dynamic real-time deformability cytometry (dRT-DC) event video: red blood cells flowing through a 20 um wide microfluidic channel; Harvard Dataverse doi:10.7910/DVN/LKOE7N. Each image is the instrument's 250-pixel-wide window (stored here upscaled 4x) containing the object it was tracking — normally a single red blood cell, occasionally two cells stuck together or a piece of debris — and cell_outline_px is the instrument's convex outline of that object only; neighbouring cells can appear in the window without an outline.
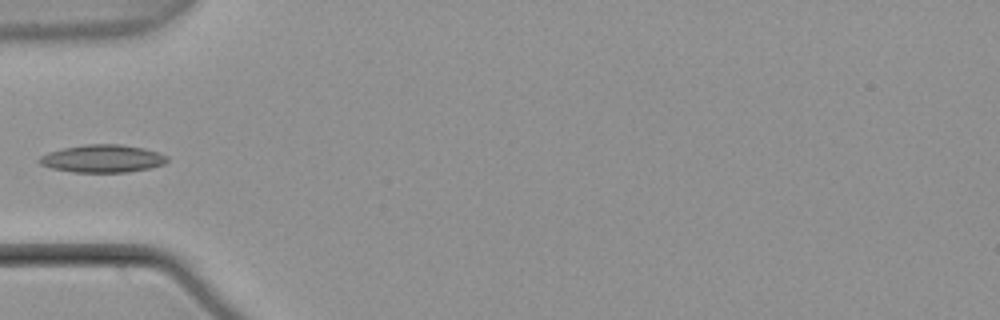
{"species": "common noctule bat (a hibernating species)", "species_latin": "Nyctalus noctula", "temperature_condition": "warm", "stored_images_in_passage": 5, "camera_frame_rate_fps": 3000, "um_per_image_px": 0.085, "animal": {"sex": "male", "body_mass_g": 21.5, "forearm_length_mm": 52.0}, "frame": {"image": 1, "passage_image": 5, "time_ms": 1.333, "image_size_px": [1000, 320], "cell_outline_px": [[168, 160], [164, 164], [148, 168], [128, 172], [72, 172], [52, 168], [40, 164], [36, 160], [40, 156], [48, 152], [64, 148], [84, 144], [120, 144], [144, 148], [168, 156]], "centroid_in_image_um": [8.69, 13.48], "position_along_channel_um": 76.3, "area_um2": 20.63}}